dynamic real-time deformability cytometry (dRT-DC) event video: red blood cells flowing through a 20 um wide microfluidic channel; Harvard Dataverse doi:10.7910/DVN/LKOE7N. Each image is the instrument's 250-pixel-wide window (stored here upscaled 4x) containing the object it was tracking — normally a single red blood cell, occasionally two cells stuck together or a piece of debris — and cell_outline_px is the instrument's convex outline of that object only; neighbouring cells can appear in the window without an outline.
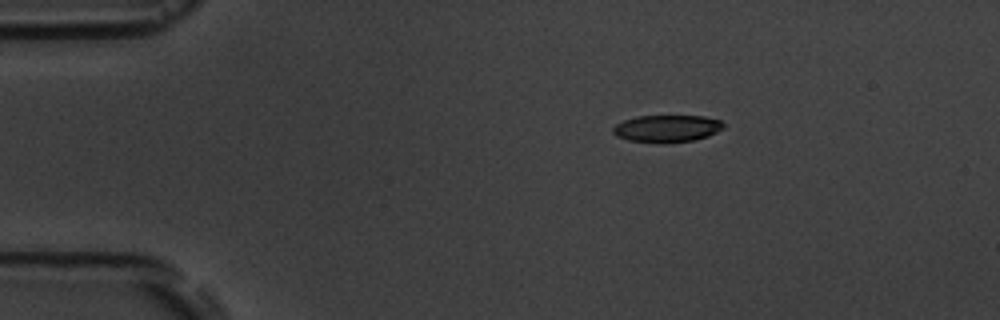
{"species": "common noctule bat (a hibernating species)", "species_latin": "Nyctalus noctula", "temperature_condition": "room temperature", "stored_images_in_passage": 3, "camera_frame_rate_fps": 3000, "um_per_image_px": 0.085, "animal": {"sex": "male", "body_mass_g": 19.5, "forearm_length_mm": 54.6}, "frame": {"image": 1, "passage_image": 1, "time_ms": 0.0, "image_size_px": [1000, 320], "cell_outline_px": [[724, 128], [708, 136], [696, 140], [628, 140], [616, 136], [612, 132], [612, 128], [616, 124], [624, 120], [636, 116], [704, 116], [720, 120], [724, 124]], "centroid_in_image_um": [56.7, 10.87], "position_along_channel_um": 28.3, "area_um2": 16.76}}
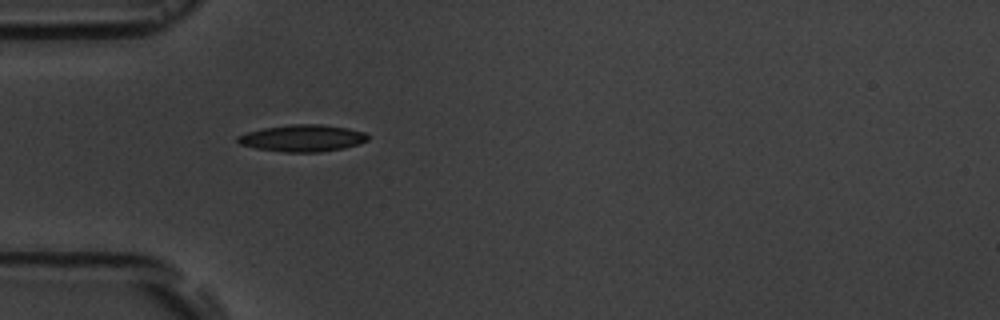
{"frame": {"image": 2, "passage_image": 3, "time_ms": 2.333, "image_size_px": [1000, 320], "cell_outline_px": [[368, 140], [360, 144], [344, 148], [320, 152], [284, 152], [256, 148], [240, 144], [236, 140], [236, 136], [248, 132], [264, 128], [288, 124], [320, 124], [348, 128], [364, 132], [368, 136]], "centroid_in_image_um": [25.72, 11.74], "position_along_channel_um": 59.3, "area_um2": 20.4}}